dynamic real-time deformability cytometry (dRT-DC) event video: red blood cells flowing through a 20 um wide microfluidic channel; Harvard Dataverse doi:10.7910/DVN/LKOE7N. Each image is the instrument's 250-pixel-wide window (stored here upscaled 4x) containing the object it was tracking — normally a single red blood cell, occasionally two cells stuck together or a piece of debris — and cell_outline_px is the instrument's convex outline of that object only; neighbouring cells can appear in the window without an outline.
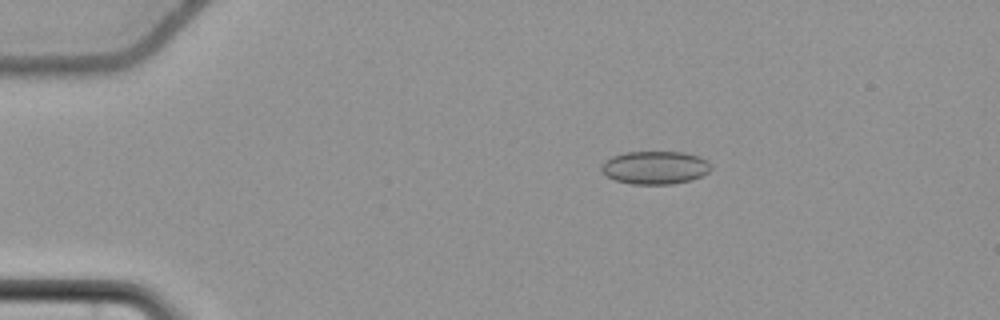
{"species": "common noctule bat (a hibernating species)", "species_latin": "Nyctalus noctula", "temperature_condition": "cold", "stored_images_in_passage": 48, "camera_frame_rate_fps": 3000, "um_per_image_px": 0.085, "animal": {"sex": "female", "body_mass_g": 22.7, "forearm_length_mm": 54.2}, "frame": {"image": 1, "passage_image": 2, "time_ms": 0.333, "image_size_px": [1000, 320], "cell_outline_px": [[712, 168], [704, 176], [692, 180], [672, 184], [632, 184], [616, 180], [608, 176], [600, 168], [604, 160], [612, 156], [624, 152], [684, 152], [700, 156], [708, 160], [712, 164]], "centroid_in_image_um": [55.74, 14.24], "position_along_channel_um": 29.3, "area_um2": 21.39}}
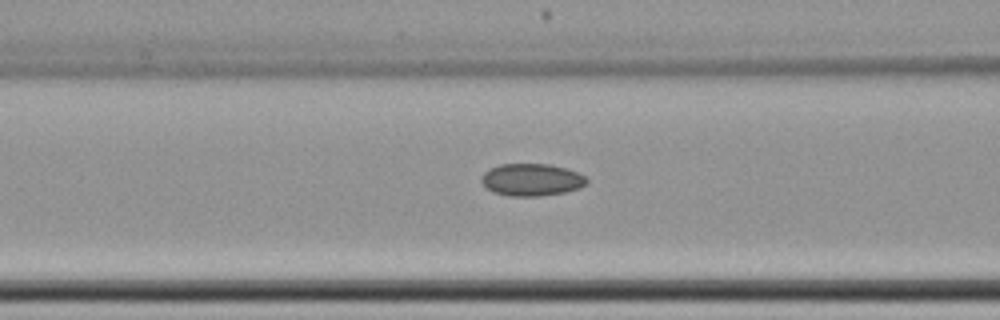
{"frame": {"image": 2, "passage_image": 15, "time_ms": 4.667, "image_size_px": [1000, 320], "cell_outline_px": [[588, 184], [580, 188], [564, 192], [540, 196], [508, 196], [492, 192], [480, 180], [484, 172], [488, 168], [500, 164], [548, 164], [568, 168], [584, 176], [588, 180]], "centroid_in_image_um": [45.19, 15.27], "position_along_channel_um": 121.4, "area_um2": 19.94}}
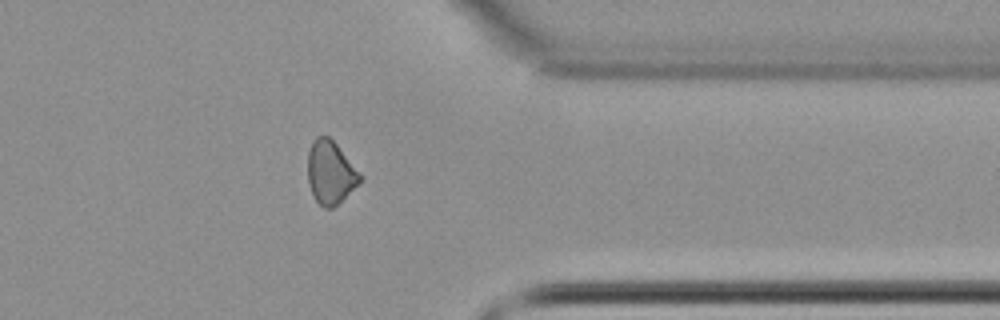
{"frame": {"image": 3, "passage_image": 37, "time_ms": 12.0, "image_size_px": [1000, 320], "cell_outline_px": [[360, 180], [332, 208], [324, 208], [316, 200], [308, 184], [308, 152], [312, 140], [316, 136], [328, 136], [336, 144], [360, 176]], "centroid_in_image_um": [28.0, 14.63], "position_along_channel_um": 383.4, "area_um2": 18.32}}